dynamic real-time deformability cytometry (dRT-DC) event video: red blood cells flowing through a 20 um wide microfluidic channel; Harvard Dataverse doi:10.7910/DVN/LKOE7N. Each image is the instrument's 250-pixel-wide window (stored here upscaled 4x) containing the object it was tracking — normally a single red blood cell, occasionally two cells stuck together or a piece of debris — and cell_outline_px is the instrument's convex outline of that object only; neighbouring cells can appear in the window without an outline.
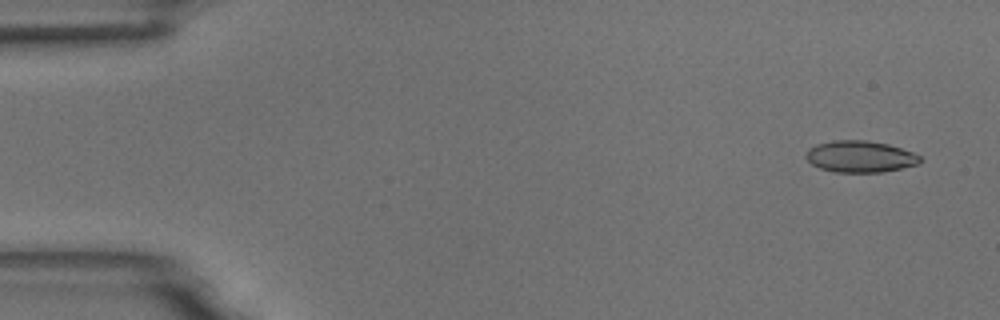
{"species": "common noctule bat (a hibernating species)", "species_latin": "Nyctalus noctula", "temperature_condition": "room temperature", "stored_images_in_passage": 7, "camera_frame_rate_fps": 3000, "um_per_image_px": 0.085, "animal": {"sex": "male", "body_mass_g": 18.8}, "frame": {"image": 1, "passage_image": 1, "time_ms": 0.0, "image_size_px": [1000, 320], "cell_outline_px": [[924, 160], [920, 164], [880, 172], [836, 172], [820, 168], [812, 164], [804, 156], [808, 148], [816, 144], [832, 140], [864, 140], [888, 144], [912, 152], [920, 156]], "centroid_in_image_um": [73.1, 13.3], "position_along_channel_um": 11.9, "area_um2": 21.04}}
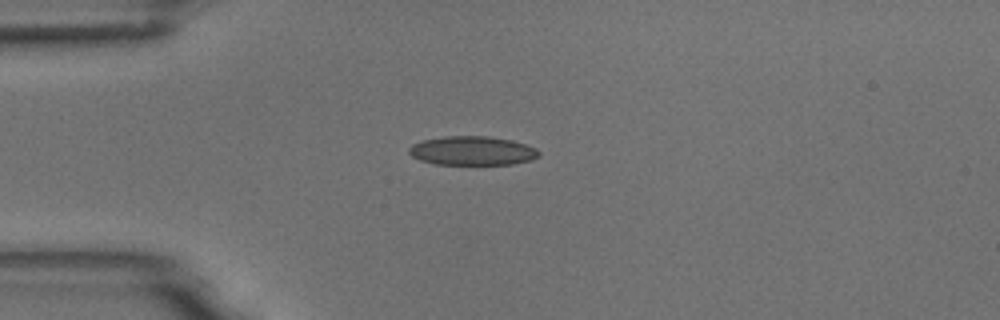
{"frame": {"image": 2, "passage_image": 4, "time_ms": 1.0, "image_size_px": [1000, 320], "cell_outline_px": [[540, 156], [532, 160], [512, 164], [436, 164], [420, 160], [412, 156], [408, 152], [408, 148], [412, 144], [424, 140], [444, 136], [488, 136], [512, 140], [536, 148], [540, 152]], "centroid_in_image_um": [40.16, 12.81], "position_along_channel_um": 44.8, "area_um2": 21.96}}